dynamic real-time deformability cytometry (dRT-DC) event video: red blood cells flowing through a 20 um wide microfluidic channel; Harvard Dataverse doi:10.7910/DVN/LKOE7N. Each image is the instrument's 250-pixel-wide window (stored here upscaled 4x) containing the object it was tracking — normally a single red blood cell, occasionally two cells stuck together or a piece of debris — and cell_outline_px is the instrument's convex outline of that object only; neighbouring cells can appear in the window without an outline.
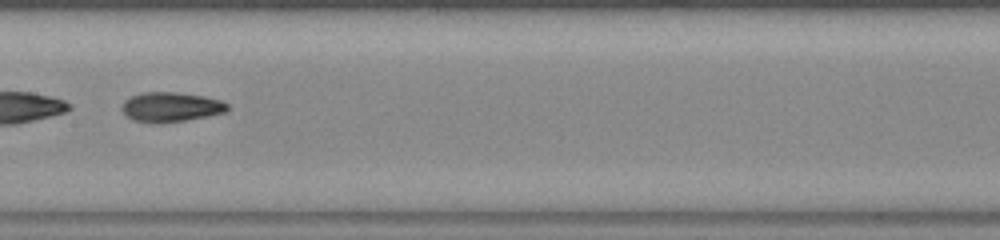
{"species": "common noctule bat (a hibernating species)", "species_latin": "Nyctalus noctula", "temperature_condition": "warm", "stored_images_in_passage": 43, "segment_of_instrument_passage": [2, 2], "camera_frame_rate_fps": 3000, "um_per_image_px": 0.085, "animal": {"sex": "female", "body_mass_g": 23.0, "forearm_length_mm": 53.4}, "frame": {"image": 1, "passage_image": 18, "time_ms": 5.667, "image_size_px": [1000, 240], "cell_outline_px": [[228, 108], [224, 112], [208, 116], [184, 120], [156, 124], [132, 120], [120, 108], [124, 100], [132, 96], [144, 92], [176, 92], [204, 96], [220, 100], [228, 104]], "centroid_in_image_um": [14.49, 9.1], "position_along_channel_um": 192.9, "area_um2": 18.21}}
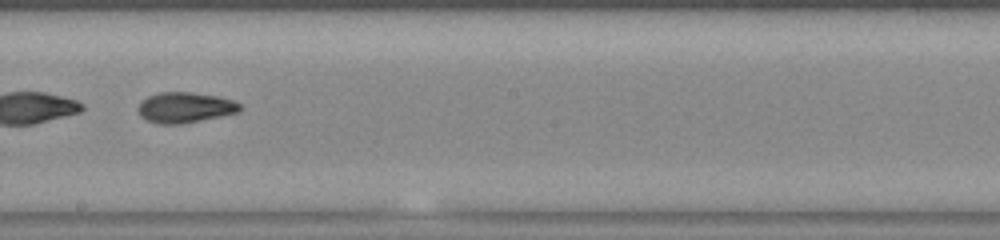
{"frame": {"image": 2, "passage_image": 21, "time_ms": 6.667, "image_size_px": [1000, 240], "cell_outline_px": [[240, 112], [180, 124], [156, 124], [144, 120], [140, 116], [136, 108], [148, 96], [160, 92], [192, 92], [216, 96], [232, 100], [240, 104]], "centroid_in_image_um": [15.68, 9.14], "position_along_channel_um": 232.5, "area_um2": 18.09}}